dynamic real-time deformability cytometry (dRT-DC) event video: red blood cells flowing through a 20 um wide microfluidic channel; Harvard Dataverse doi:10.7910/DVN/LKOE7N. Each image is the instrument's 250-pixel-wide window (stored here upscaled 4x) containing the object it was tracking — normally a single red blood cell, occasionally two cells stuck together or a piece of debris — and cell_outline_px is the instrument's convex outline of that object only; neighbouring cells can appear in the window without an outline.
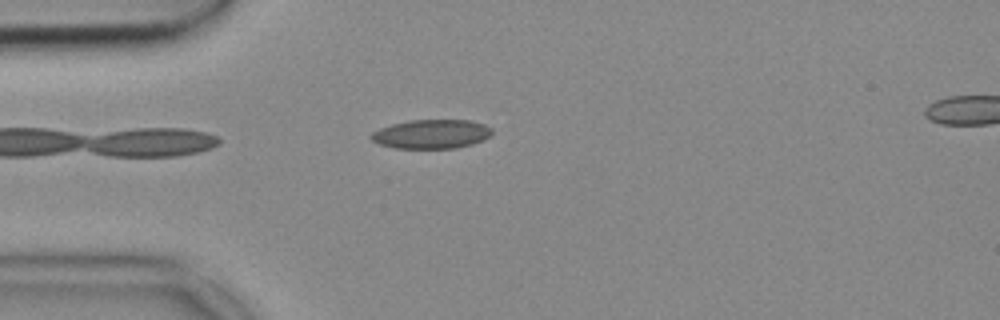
{"species": "common noctule bat (a hibernating species)", "species_latin": "Nyctalus noctula", "temperature_condition": "cold", "stored_images_in_passage": 23, "camera_frame_rate_fps": 3000, "um_per_image_px": 0.085, "animal": {"sex": "female", "body_mass_g": 18.4}, "frame": {"image": 1, "passage_image": 2, "time_ms": 0.333, "image_size_px": [1000, 320], "cell_outline_px": [[492, 132], [484, 140], [472, 144], [456, 148], [396, 148], [380, 144], [372, 140], [368, 136], [372, 132], [380, 128], [392, 124], [408, 120], [472, 120], [484, 124], [492, 128]], "centroid_in_image_um": [36.67, 11.39], "position_along_channel_um": 48.3, "area_um2": 20.52}}
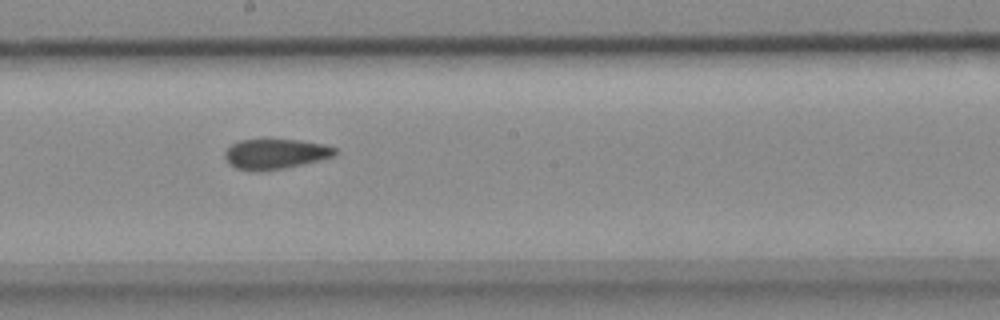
{"frame": {"image": 2, "passage_image": 17, "time_ms": 5.333, "image_size_px": [1000, 320], "cell_outline_px": [[336, 152], [332, 156], [300, 164], [280, 168], [236, 168], [228, 164], [224, 156], [224, 152], [232, 144], [240, 140], [296, 140], [324, 144], [336, 148]], "centroid_in_image_um": [23.38, 13.04], "position_along_channel_um": 224.8, "area_um2": 18.26}}
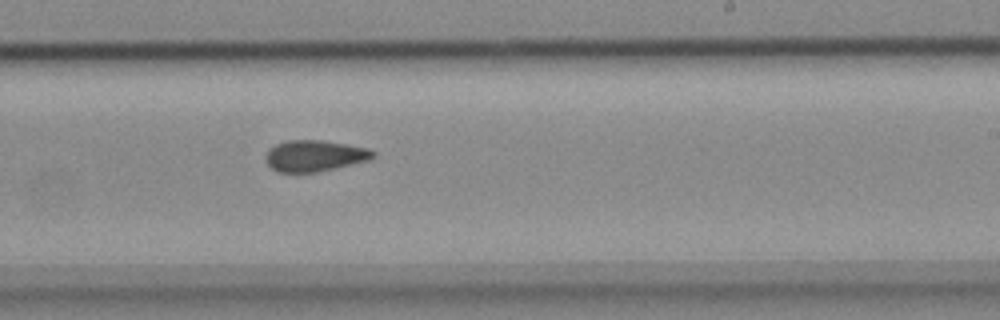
{"frame": {"image": 3, "passage_image": 20, "time_ms": 6.333, "image_size_px": [1000, 320], "cell_outline_px": [[376, 156], [368, 160], [316, 172], [276, 172], [264, 160], [264, 156], [268, 148], [276, 144], [288, 140], [324, 140], [368, 148], [376, 152]], "centroid_in_image_um": [26.7, 13.23], "position_along_channel_um": 262.3, "area_um2": 19.59}}